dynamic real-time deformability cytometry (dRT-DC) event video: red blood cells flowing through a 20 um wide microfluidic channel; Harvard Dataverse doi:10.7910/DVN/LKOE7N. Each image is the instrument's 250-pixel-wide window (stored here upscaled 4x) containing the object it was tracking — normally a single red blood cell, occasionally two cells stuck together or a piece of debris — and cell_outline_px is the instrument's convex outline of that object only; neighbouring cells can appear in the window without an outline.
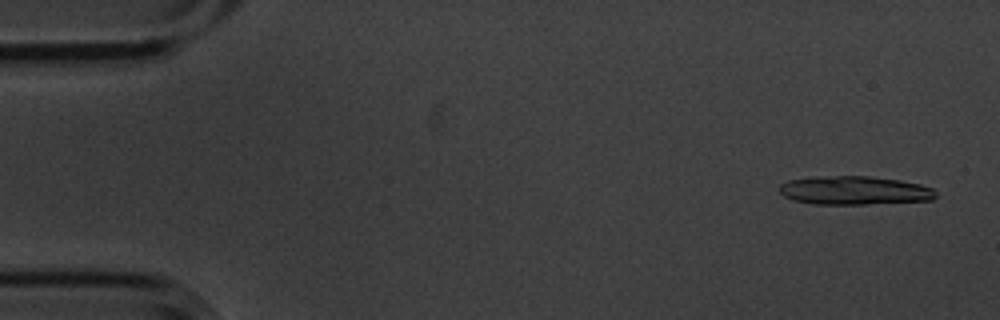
{"species": "common noctule bat (a hibernating species)", "species_latin": "Nyctalus noctula", "temperature_condition": "cold", "stored_images_in_passage": 54, "camera_frame_rate_fps": 3000, "um_per_image_px": 0.085, "animal": {"sex": "male", "body_mass_g": 20.1, "forearm_length_mm": 53.5}, "frame": {"image": 1, "passage_image": 3, "time_ms": 0.667, "image_size_px": [1000, 320], "cell_outline_px": [[936, 196], [932, 200], [864, 204], [816, 204], [792, 200], [784, 196], [780, 192], [780, 184], [788, 180], [816, 176], [868, 176], [900, 180], [920, 184], [932, 188], [936, 192]], "centroid_in_image_um": [72.61, 16.18], "position_along_channel_um": 12.4, "area_um2": 26.07}}
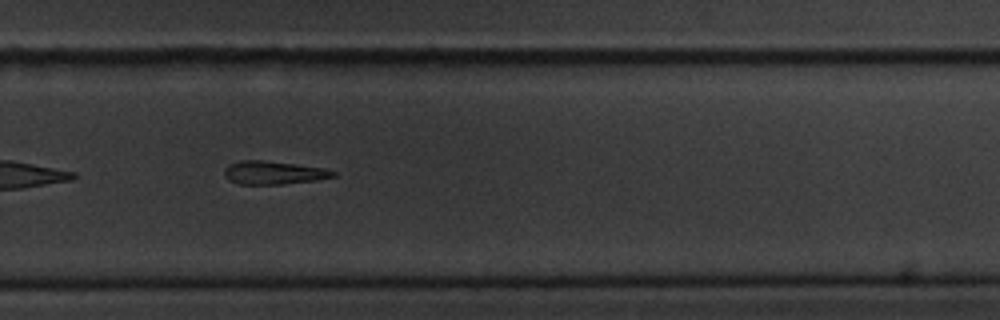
{"frame": {"image": 2, "passage_image": 38, "time_ms": 12.333, "image_size_px": [1000, 320], "cell_outline_px": [[336, 176], [316, 180], [284, 184], [240, 184], [228, 180], [224, 176], [224, 168], [228, 164], [240, 160], [260, 160], [324, 168], [336, 172]], "centroid_in_image_um": [23.21, 14.68], "position_along_channel_um": 306.6, "area_um2": 14.68}}
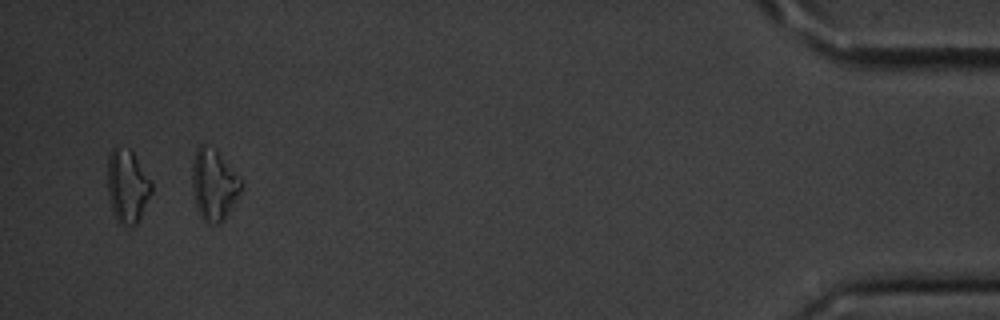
{"frame": {"image": 3, "passage_image": 53, "time_ms": 17.333, "image_size_px": [1000, 320], "cell_outline_px": [[152, 192], [136, 224], [132, 228], [120, 224], [116, 220], [112, 212], [108, 196], [108, 156], [112, 148], [128, 148], [132, 152], [152, 180]], "centroid_in_image_um": [10.82, 15.85], "position_along_channel_um": 424.4, "area_um2": 18.9}, "authors_computed_cell_mechanics": {"area_um2": 16.3285, "velocity_mm_per_s": 3.5793, "shape_relaxation_time_tau1_ms": 3.546, "shape_relaxation_time_tau2_ms": null, "deformation_change_tau1": 0.1086, "deformation_change_tau2": null}}